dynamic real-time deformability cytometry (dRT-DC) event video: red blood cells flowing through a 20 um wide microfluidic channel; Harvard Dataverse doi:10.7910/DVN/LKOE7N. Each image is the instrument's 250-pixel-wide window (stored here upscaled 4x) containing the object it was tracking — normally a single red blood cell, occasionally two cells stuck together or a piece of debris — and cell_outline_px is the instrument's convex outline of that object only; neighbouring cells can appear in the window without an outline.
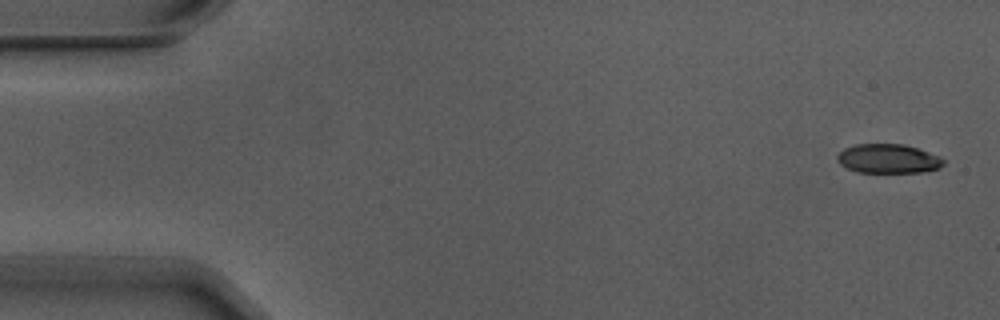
{"species": "Egyptian fruit bat (a non-hibernating species)", "species_latin": "Rousettus aegyptiacus", "temperature_condition": "warm", "stored_images_in_passage": 5, "camera_frame_rate_fps": 3000, "um_per_image_px": 0.085, "animal": {"sex": "male"}, "frame": {"image": 1, "passage_image": 1, "time_ms": 0.0, "image_size_px": [1000, 320], "cell_outline_px": [[944, 164], [940, 168], [920, 172], [856, 172], [840, 164], [836, 160], [836, 156], [844, 148], [856, 144], [904, 144], [940, 156], [944, 160]], "centroid_in_image_um": [75.48, 13.49], "position_along_channel_um": 9.5, "area_um2": 18.03}}
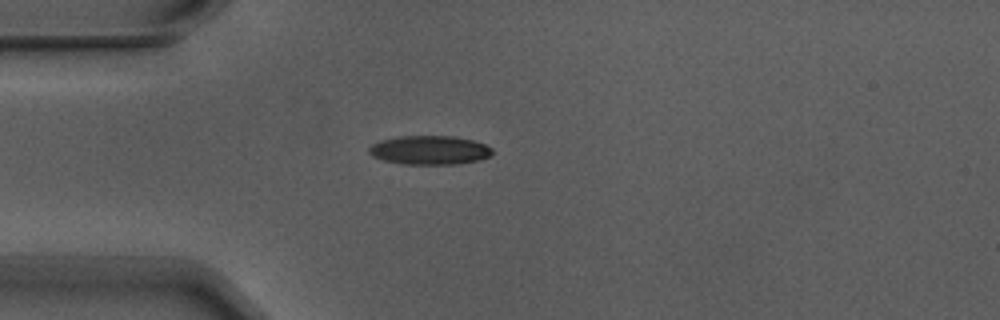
{"frame": {"image": 2, "passage_image": 4, "time_ms": 1.0, "image_size_px": [1000, 320], "cell_outline_px": [[492, 152], [488, 156], [480, 160], [456, 164], [404, 164], [384, 160], [372, 156], [368, 152], [368, 148], [372, 144], [380, 140], [400, 136], [452, 136], [472, 140], [484, 144], [492, 148]], "centroid_in_image_um": [36.49, 12.76], "position_along_channel_um": 48.5, "area_um2": 20.69}}